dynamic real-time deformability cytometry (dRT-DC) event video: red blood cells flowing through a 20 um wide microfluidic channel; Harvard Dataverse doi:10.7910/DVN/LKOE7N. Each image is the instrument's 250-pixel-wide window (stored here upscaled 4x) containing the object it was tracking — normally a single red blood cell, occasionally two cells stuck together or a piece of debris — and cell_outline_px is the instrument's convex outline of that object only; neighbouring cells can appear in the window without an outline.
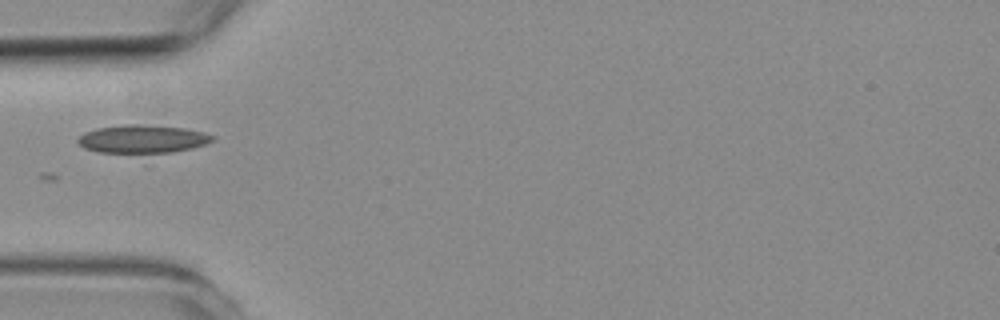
{"species": "common noctule bat (a hibernating species)", "species_latin": "Nyctalus noctula", "temperature_condition": "room temperature", "stored_images_in_passage": 6, "camera_frame_rate_fps": 3000, "um_per_image_px": 0.085, "animal": {"sex": "female", "body_mass_g": 19.3, "forearm_length_mm": 54.1}, "frame": {"image": 1, "passage_image": 6, "time_ms": 5.667, "image_size_px": [1000, 320], "cell_outline_px": [[216, 136], [212, 140], [204, 144], [192, 148], [172, 152], [100, 152], [84, 148], [76, 140], [84, 132], [96, 128], [124, 124], [140, 124], [184, 128], [204, 132]], "centroid_in_image_um": [12.1, 11.8], "position_along_channel_um": 72.9, "area_um2": 21.85}}